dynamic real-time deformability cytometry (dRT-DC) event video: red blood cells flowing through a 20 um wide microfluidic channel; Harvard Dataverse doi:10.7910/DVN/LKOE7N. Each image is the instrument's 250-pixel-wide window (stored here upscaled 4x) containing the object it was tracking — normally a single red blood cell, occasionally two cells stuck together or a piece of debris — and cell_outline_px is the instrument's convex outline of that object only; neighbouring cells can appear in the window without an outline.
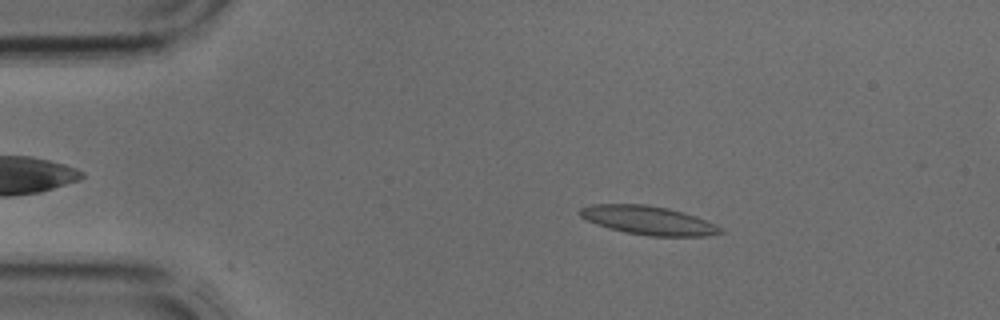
{"species": "common noctule bat (a hibernating species)", "species_latin": "Nyctalus noctula", "temperature_condition": "cold", "stored_images_in_passage": 3, "segment_of_instrument_passage": [1, 2], "camera_frame_rate_fps": 3000, "um_per_image_px": 0.085, "animal": {"sex": "male", "body_mass_g": 17.9, "forearm_length_mm": 54.2}, "frame": {"image": 1, "passage_image": 1, "time_ms": 0.0, "image_size_px": [1000, 320], "cell_outline_px": [[724, 232], [708, 236], [648, 236], [624, 232], [608, 228], [596, 224], [580, 216], [580, 208], [592, 204], [648, 204], [668, 208], [684, 212], [708, 220], [724, 228]], "centroid_in_image_um": [55.16, 18.73], "position_along_channel_um": 29.8, "area_um2": 23.76}}